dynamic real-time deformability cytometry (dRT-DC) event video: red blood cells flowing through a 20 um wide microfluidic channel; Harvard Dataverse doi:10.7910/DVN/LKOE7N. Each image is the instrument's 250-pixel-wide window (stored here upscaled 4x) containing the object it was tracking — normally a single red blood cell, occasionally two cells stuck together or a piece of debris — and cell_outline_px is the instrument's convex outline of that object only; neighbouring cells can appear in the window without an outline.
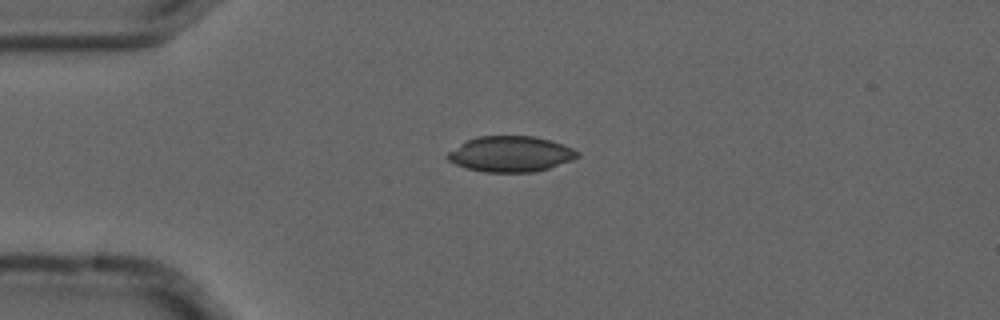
{"species": "common noctule bat (a hibernating species)", "species_latin": "Nyctalus noctula", "temperature_condition": "cold", "stored_images_in_passage": 7, "camera_frame_rate_fps": 3000, "um_per_image_px": 0.085, "animal": {"sex": "male", "forearm_length_mm": 52.5}, "frame": {"image": 1, "passage_image": 3, "time_ms": 0.667, "image_size_px": [1000, 320], "cell_outline_px": [[580, 156], [572, 160], [548, 168], [532, 172], [484, 172], [464, 168], [448, 160], [444, 156], [448, 152], [460, 144], [476, 136], [532, 136], [548, 140], [572, 148], [580, 152]], "centroid_in_image_um": [43.37, 13.1], "position_along_channel_um": 41.6, "area_um2": 26.88}}
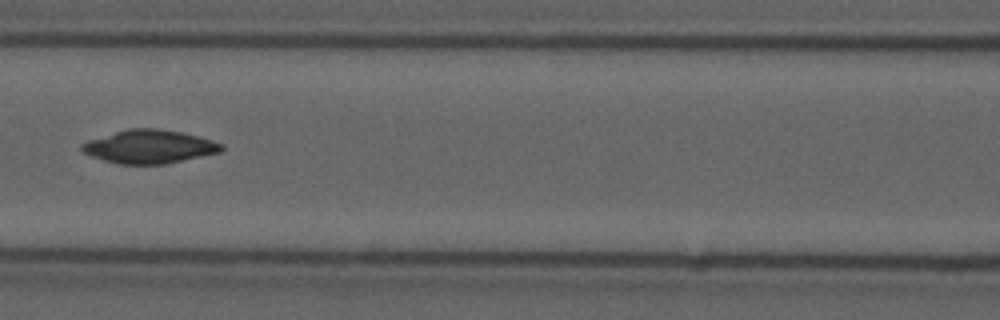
{"frame": {"image": 2, "passage_image": 6, "time_ms": 1.667, "image_size_px": [1000, 320], "cell_outline_px": [[224, 148], [220, 152], [164, 164], [120, 164], [104, 160], [80, 152], [80, 144], [88, 140], [128, 128], [156, 128], [180, 132], [212, 140], [224, 144]], "centroid_in_image_um": [12.66, 12.46], "position_along_channel_um": 153.9, "area_um2": 27.05}}
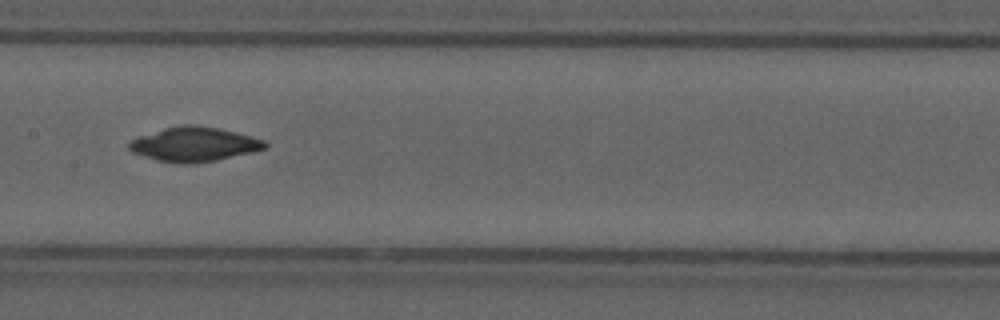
{"frame": {"image": 3, "passage_image": 7, "time_ms": 2.0, "image_size_px": [1000, 320], "cell_outline_px": [[268, 148], [252, 152], [216, 160], [192, 164], [180, 164], [156, 160], [132, 152], [128, 148], [128, 144], [132, 140], [140, 136], [164, 128], [184, 124], [196, 124], [220, 128], [252, 136], [264, 140], [268, 144]], "centroid_in_image_um": [16.53, 12.26], "position_along_channel_um": 190.9, "area_um2": 27.34}}